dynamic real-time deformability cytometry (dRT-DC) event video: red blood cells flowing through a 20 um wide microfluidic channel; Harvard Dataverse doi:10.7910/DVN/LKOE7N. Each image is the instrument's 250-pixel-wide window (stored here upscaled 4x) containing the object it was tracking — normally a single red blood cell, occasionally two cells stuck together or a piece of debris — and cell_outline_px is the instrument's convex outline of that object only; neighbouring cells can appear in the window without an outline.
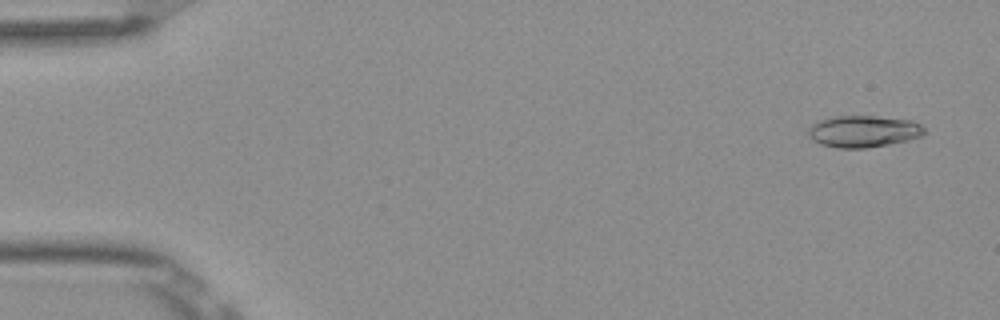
{"species": "Egyptian fruit bat (a non-hibernating species)", "species_latin": "Rousettus aegyptiacus", "temperature_condition": "room temperature", "stored_images_in_passage": 16, "camera_frame_rate_fps": 3000, "um_per_image_px": 0.085, "frame": {"image": 1, "passage_image": 3, "time_ms": 0.667, "image_size_px": [1000, 320], "cell_outline_px": [[924, 132], [920, 136], [908, 140], [888, 144], [864, 148], [840, 148], [820, 144], [812, 140], [808, 136], [808, 128], [816, 120], [828, 116], [872, 116], [912, 120], [920, 124], [924, 128]], "centroid_in_image_um": [73.32, 11.15], "position_along_channel_um": 11.7, "area_um2": 21.56}}
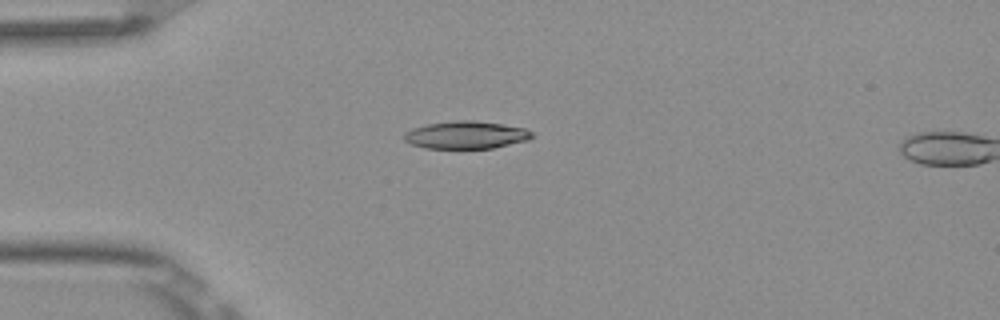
{"frame": {"image": 2, "passage_image": 14, "time_ms": 4.333, "image_size_px": [1000, 320], "cell_outline_px": [[532, 136], [528, 140], [492, 148], [424, 148], [412, 144], [404, 140], [404, 132], [412, 128], [428, 124], [456, 120], [476, 120], [524, 128], [532, 132]], "centroid_in_image_um": [39.58, 11.47], "position_along_channel_um": 45.4, "area_um2": 20.4}}